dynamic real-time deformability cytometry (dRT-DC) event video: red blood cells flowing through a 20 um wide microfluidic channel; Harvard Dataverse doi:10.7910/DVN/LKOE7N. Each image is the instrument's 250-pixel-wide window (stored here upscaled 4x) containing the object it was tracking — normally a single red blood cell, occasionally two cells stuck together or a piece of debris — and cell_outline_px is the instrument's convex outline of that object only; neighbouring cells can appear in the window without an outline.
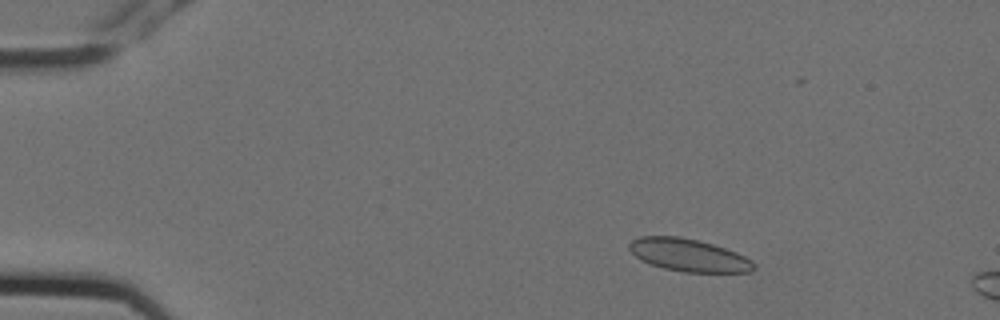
{"species": "Egyptian fruit bat (a non-hibernating species)", "species_latin": "Rousettus aegyptiacus", "temperature_condition": "cold", "stored_images_in_passage": 5, "camera_frame_rate_fps": 3000, "um_per_image_px": 0.085, "animal": {"sex": "female"}, "frame": {"image": 1, "passage_image": 2, "time_ms": 0.333, "image_size_px": [1000, 320], "cell_outline_px": [[756, 268], [752, 272], [684, 272], [664, 268], [640, 260], [628, 248], [628, 244], [632, 240], [640, 236], [680, 236], [712, 244], [736, 252], [752, 260], [756, 264]], "centroid_in_image_um": [58.55, 21.69], "position_along_channel_um": 26.5, "area_um2": 23.64}}